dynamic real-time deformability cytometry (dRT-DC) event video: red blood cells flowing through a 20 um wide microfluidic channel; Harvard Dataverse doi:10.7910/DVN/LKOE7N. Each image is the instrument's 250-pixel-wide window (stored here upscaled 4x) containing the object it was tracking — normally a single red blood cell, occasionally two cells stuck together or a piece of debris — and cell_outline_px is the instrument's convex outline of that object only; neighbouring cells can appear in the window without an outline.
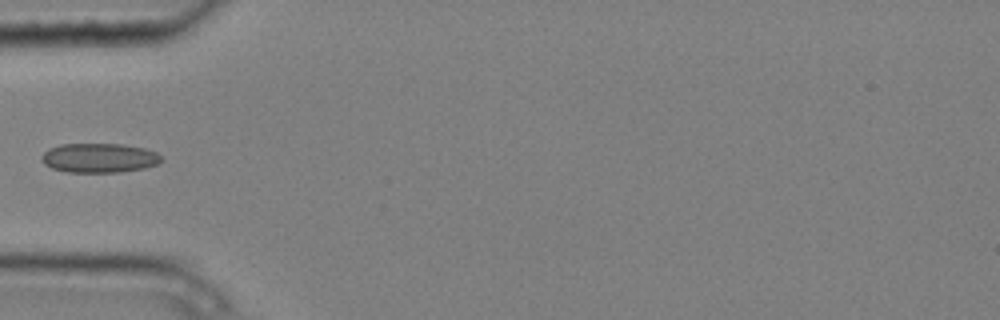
{"species": "common noctule bat (a hibernating species)", "species_latin": "Nyctalus noctula", "temperature_condition": "cold", "stored_images_in_passage": 6, "camera_frame_rate_fps": 3000, "um_per_image_px": 0.085, "animal": {"sex": "male", "body_mass_g": 20.4}, "frame": {"image": 1, "passage_image": 5, "time_ms": 1.333, "image_size_px": [1000, 320], "cell_outline_px": [[164, 160], [156, 164], [144, 168], [120, 172], [68, 172], [52, 168], [44, 164], [40, 160], [40, 156], [48, 148], [60, 144], [120, 144], [144, 148], [156, 152]], "centroid_in_image_um": [8.4, 13.42], "position_along_channel_um": 76.6, "area_um2": 20.58}}
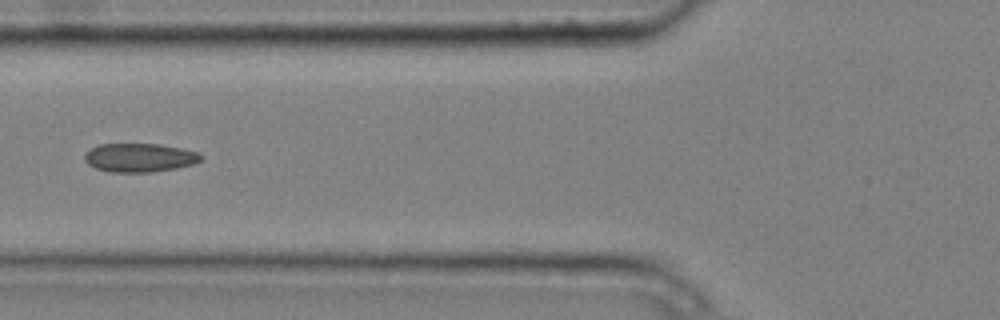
{"frame": {"image": 2, "passage_image": 6, "time_ms": 1.667, "image_size_px": [1000, 320], "cell_outline_px": [[204, 156], [200, 160], [192, 164], [176, 168], [152, 172], [112, 172], [96, 168], [88, 164], [84, 160], [84, 156], [92, 148], [100, 144], [160, 144], [184, 148], [196, 152]], "centroid_in_image_um": [11.88, 13.39], "position_along_channel_um": 113.9, "area_um2": 19.36}}